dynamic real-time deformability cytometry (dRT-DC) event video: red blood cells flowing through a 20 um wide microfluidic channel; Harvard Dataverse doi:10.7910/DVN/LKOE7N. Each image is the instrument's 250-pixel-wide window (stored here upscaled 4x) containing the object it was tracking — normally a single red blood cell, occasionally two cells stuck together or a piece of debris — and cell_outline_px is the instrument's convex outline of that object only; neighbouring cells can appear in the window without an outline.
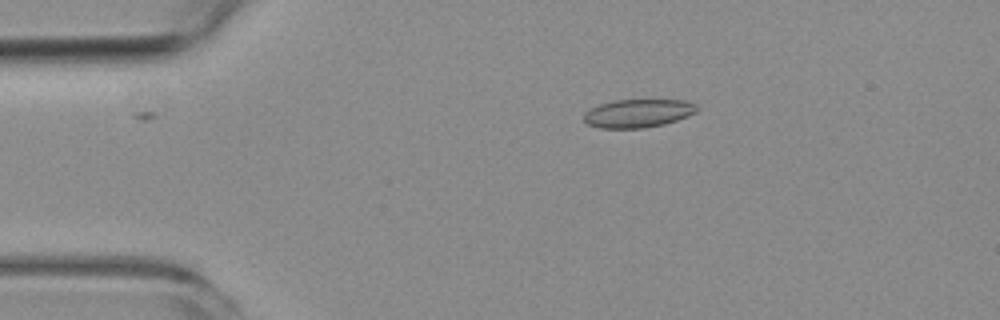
{"species": "common noctule bat (a hibernating species)", "species_latin": "Nyctalus noctula", "temperature_condition": "room temperature", "stored_images_in_passage": 5, "camera_frame_rate_fps": 3000, "um_per_image_px": 0.085, "animal": {"sex": "female", "body_mass_g": 19.3, "forearm_length_mm": 54.1}, "frame": {"image": 1, "passage_image": 1, "time_ms": 0.0, "image_size_px": [1000, 320], "cell_outline_px": [[700, 108], [696, 112], [688, 116], [664, 124], [644, 128], [600, 128], [588, 124], [584, 120], [584, 112], [600, 104], [616, 100], [680, 100], [696, 104]], "centroid_in_image_um": [54.25, 9.63], "position_along_channel_um": 30.8, "area_um2": 18.55}}
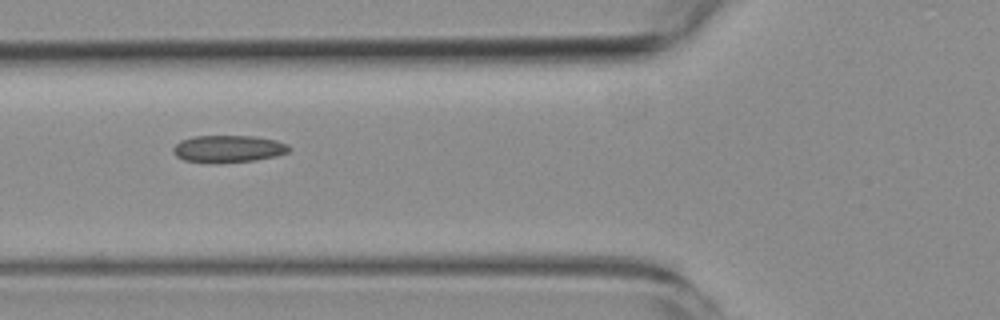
{"frame": {"image": 2, "passage_image": 4, "time_ms": 3.333, "image_size_px": [1000, 320], "cell_outline_px": [[292, 148], [288, 152], [276, 156], [256, 160], [220, 164], [184, 160], [176, 156], [172, 152], [172, 148], [180, 140], [192, 136], [252, 136], [276, 140], [288, 144]], "centroid_in_image_um": [19.4, 12.66], "position_along_channel_um": 106.4, "area_um2": 18.67}}
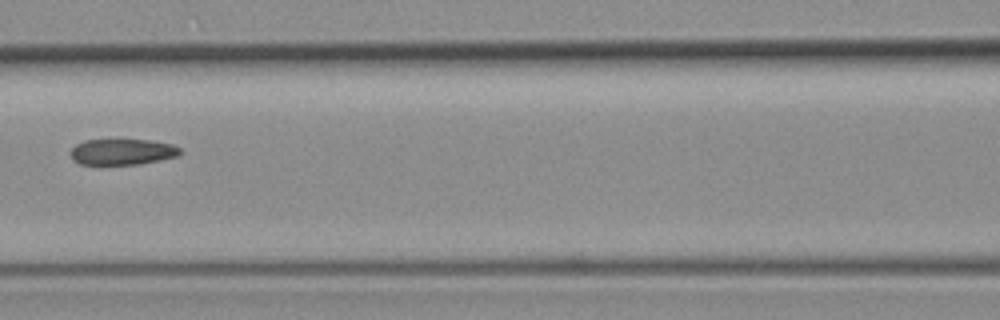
{"frame": {"image": 3, "passage_image": 5, "time_ms": 4.667, "image_size_px": [1000, 320], "cell_outline_px": [[180, 152], [176, 156], [160, 160], [136, 164], [80, 164], [72, 160], [68, 152], [76, 144], [84, 140], [148, 140], [172, 144], [180, 148]], "centroid_in_image_um": [10.33, 12.9], "position_along_channel_um": 156.3, "area_um2": 16.47}}